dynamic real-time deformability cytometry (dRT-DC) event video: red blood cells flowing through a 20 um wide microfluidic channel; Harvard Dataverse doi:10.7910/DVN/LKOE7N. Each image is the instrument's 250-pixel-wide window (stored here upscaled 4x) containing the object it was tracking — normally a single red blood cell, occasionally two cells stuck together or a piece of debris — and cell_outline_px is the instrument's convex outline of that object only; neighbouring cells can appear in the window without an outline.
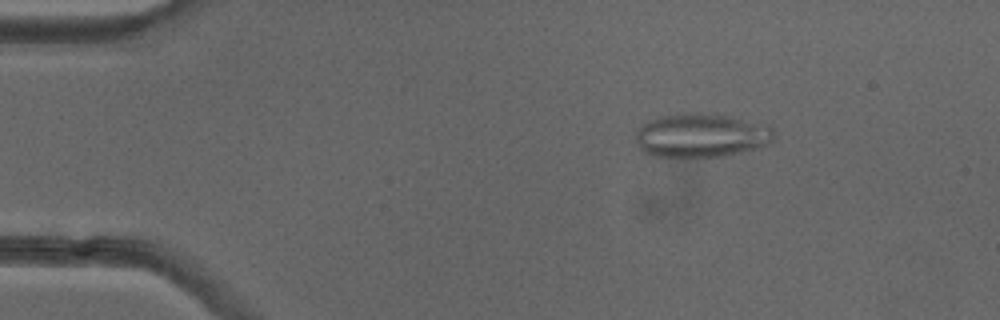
{"species": "common noctule bat (a hibernating species)", "species_latin": "Nyctalus noctula", "temperature_condition": "cold", "stored_images_in_passage": 51, "camera_frame_rate_fps": 3000, "um_per_image_px": 0.085, "animal": {"sex": "female"}, "frame": {"image": 1, "passage_image": 8, "time_ms": 2.333, "image_size_px": [1000, 320], "cell_outline_px": [[776, 136], [768, 144], [740, 152], [724, 156], [656, 156], [644, 152], [640, 148], [636, 140], [636, 132], [648, 120], [660, 116], [680, 112], [716, 112], [772, 128]], "centroid_in_image_um": [59.58, 11.48], "position_along_channel_um": 25.4, "area_um2": 35.2}}
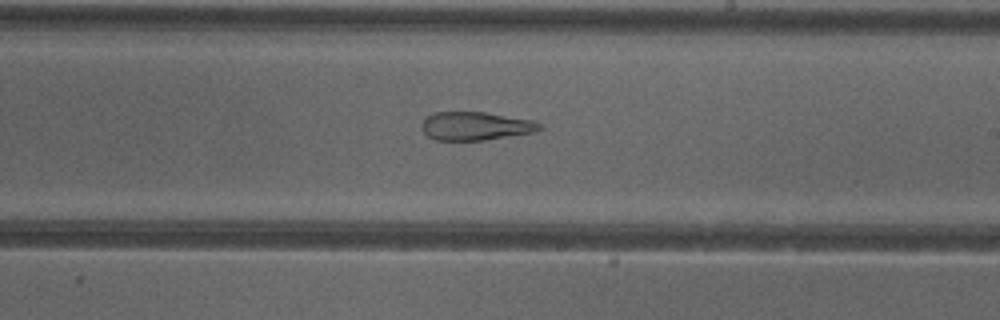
{"frame": {"image": 2, "passage_image": 30, "time_ms": 9.667, "image_size_px": [1000, 320], "cell_outline_px": [[544, 128], [536, 132], [484, 140], [436, 140], [428, 136], [420, 128], [420, 124], [428, 116], [436, 112], [484, 112], [532, 120], [540, 124]], "centroid_in_image_um": [40.42, 10.72], "position_along_channel_um": 248.6, "area_um2": 19.48}}
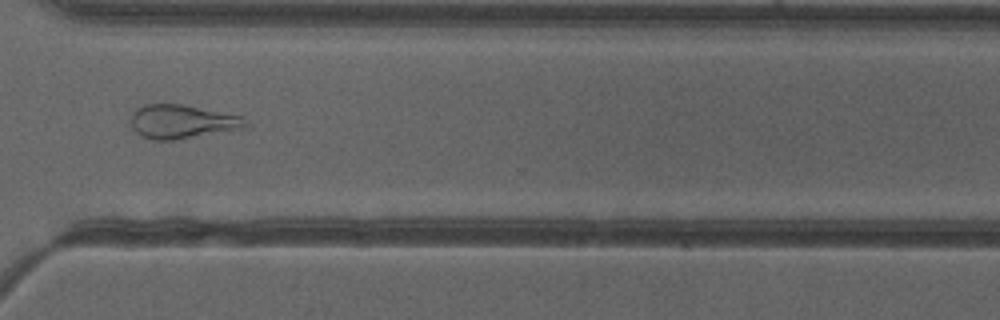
{"frame": {"image": 3, "passage_image": 38, "time_ms": 12.333, "image_size_px": [1000, 320], "cell_outline_px": [[248, 128], [184, 140], [152, 140], [140, 136], [132, 128], [128, 120], [132, 112], [136, 108], [144, 104], [184, 104], [244, 116], [248, 120]], "centroid_in_image_um": [15.51, 10.36], "position_along_channel_um": 355.1, "area_um2": 23.7}, "authors_computed_cell_mechanics": {"area_um2": 26.3568, "velocity_mm_per_s": 4.0042, "shape_relaxation_time_tau1_ms": null, "shape_relaxation_time_tau2_ms": 3.064, "deformation_change_tau1": null, "deformation_change_tau2": 0.1311}}